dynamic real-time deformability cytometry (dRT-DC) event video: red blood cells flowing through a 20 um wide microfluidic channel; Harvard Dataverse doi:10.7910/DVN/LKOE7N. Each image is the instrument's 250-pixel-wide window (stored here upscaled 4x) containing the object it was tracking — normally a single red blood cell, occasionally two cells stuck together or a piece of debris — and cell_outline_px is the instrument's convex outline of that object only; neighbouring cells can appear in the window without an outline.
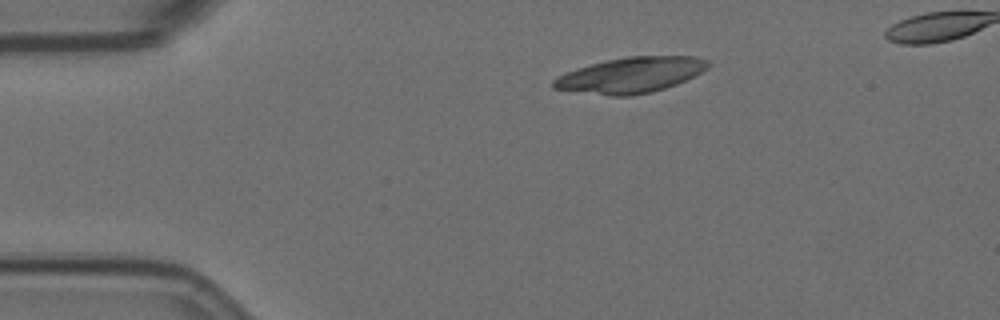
{"species": "Egyptian fruit bat (a non-hibernating species)", "species_latin": "Rousettus aegyptiacus", "temperature_condition": "room temperature", "stored_images_in_passage": 45, "camera_frame_rate_fps": 3000, "um_per_image_px": 0.085, "animal": {"sex": "female"}, "frame": {"image": 1, "passage_image": 1, "time_ms": 0.0, "image_size_px": [1000, 320], "cell_outline_px": [[712, 64], [708, 68], [676, 84], [652, 92], [628, 96], [612, 96], [552, 88], [552, 80], [564, 72], [576, 68], [608, 60], [628, 56], [696, 56], [708, 60]], "centroid_in_image_um": [53.61, 6.37], "position_along_channel_um": 31.4, "area_um2": 31.85}}